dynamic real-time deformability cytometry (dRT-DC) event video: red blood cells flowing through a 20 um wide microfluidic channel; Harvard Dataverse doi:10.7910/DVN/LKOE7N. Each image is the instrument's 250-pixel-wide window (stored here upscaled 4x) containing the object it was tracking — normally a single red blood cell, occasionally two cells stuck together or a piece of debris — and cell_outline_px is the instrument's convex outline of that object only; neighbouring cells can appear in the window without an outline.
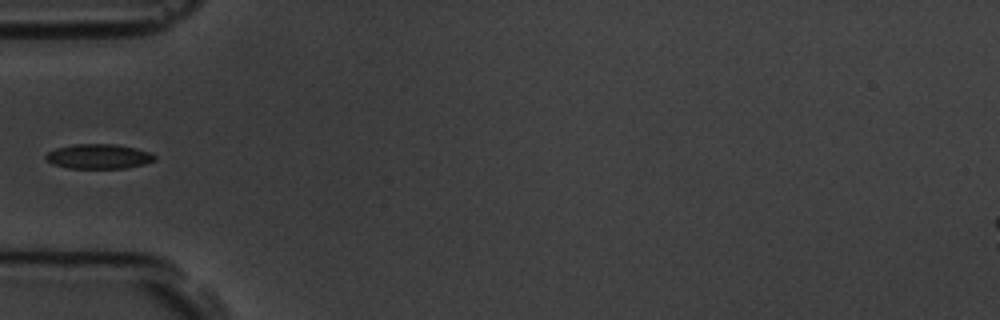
{"species": "common noctule bat (a hibernating species)", "species_latin": "Nyctalus noctula", "temperature_condition": "room temperature", "stored_images_in_passage": 4, "camera_frame_rate_fps": 3000, "um_per_image_px": 0.085, "animal": {"sex": "male", "body_mass_g": 19.5, "forearm_length_mm": 54.6}, "frame": {"image": 1, "passage_image": 3, "time_ms": 3.333, "image_size_px": [1000, 320], "cell_outline_px": [[156, 160], [144, 164], [124, 168], [68, 168], [52, 164], [44, 156], [48, 152], [56, 148], [72, 144], [116, 144], [136, 148], [148, 152], [156, 156]], "centroid_in_image_um": [8.38, 13.29], "position_along_channel_um": 76.6, "area_um2": 15.66}}
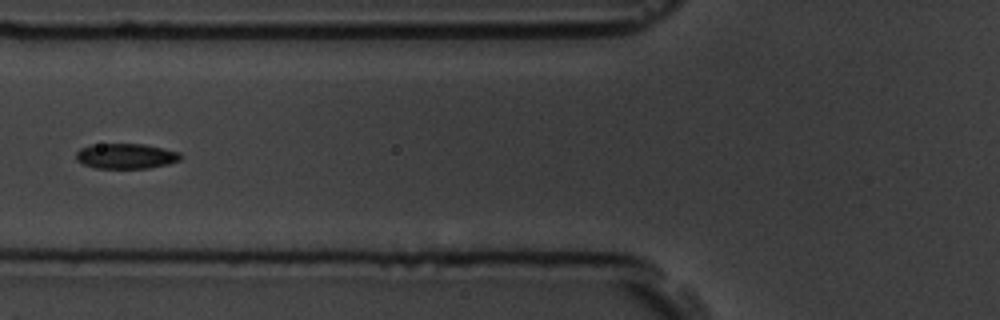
{"frame": {"image": 2, "passage_image": 4, "time_ms": 4.333, "image_size_px": [1000, 320], "cell_outline_px": [[180, 160], [168, 164], [148, 168], [96, 168], [84, 164], [76, 160], [76, 152], [80, 148], [92, 144], [144, 144], [164, 148], [180, 152]], "centroid_in_image_um": [10.7, 13.26], "position_along_channel_um": 115.1, "area_um2": 15.37}}